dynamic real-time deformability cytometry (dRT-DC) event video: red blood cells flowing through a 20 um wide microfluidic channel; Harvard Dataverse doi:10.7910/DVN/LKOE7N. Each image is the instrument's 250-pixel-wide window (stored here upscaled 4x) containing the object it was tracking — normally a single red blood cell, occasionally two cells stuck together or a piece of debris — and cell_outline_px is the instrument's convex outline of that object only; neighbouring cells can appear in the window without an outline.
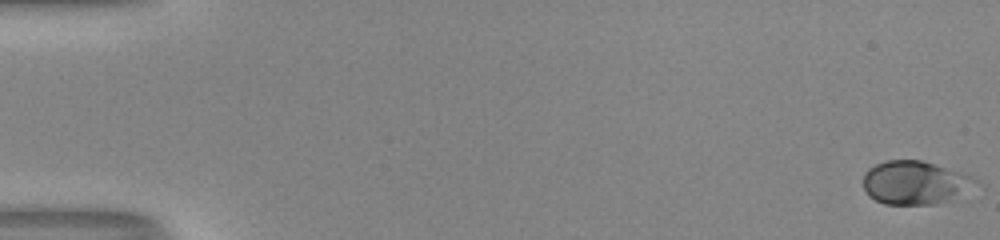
{"species": "human", "species_latin": "Homo sapiens", "temperature_condition": "room temperature", "stored_images_in_passage": 54, "camera_frame_rate_fps": 3000, "um_per_image_px": 0.085, "donor": {"sex": "male"}, "frame": {"image": 1, "passage_image": 1, "time_ms": 0.0, "image_size_px": [1000, 240], "cell_outline_px": [[976, 180], [944, 200], [936, 204], [884, 204], [868, 196], [864, 188], [864, 172], [868, 168], [884, 160], [920, 160], [960, 172], [972, 176]], "centroid_in_image_um": [77.58, 15.5], "position_along_channel_um": 7.4, "area_um2": 27.22}}
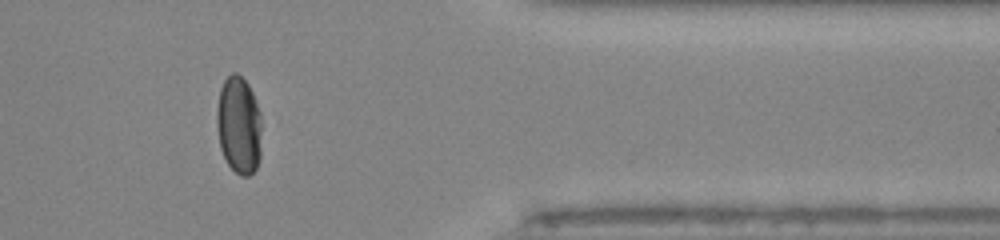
{"frame": {"image": 2, "passage_image": 45, "time_ms": 14.667, "image_size_px": [1000, 240], "cell_outline_px": [[260, 156], [256, 168], [248, 176], [240, 176], [228, 164], [220, 148], [216, 124], [216, 112], [220, 88], [224, 80], [232, 72], [236, 72], [248, 84], [252, 92], [260, 112]], "centroid_in_image_um": [20.28, 10.63], "position_along_channel_um": 391.1, "area_um2": 25.49}}
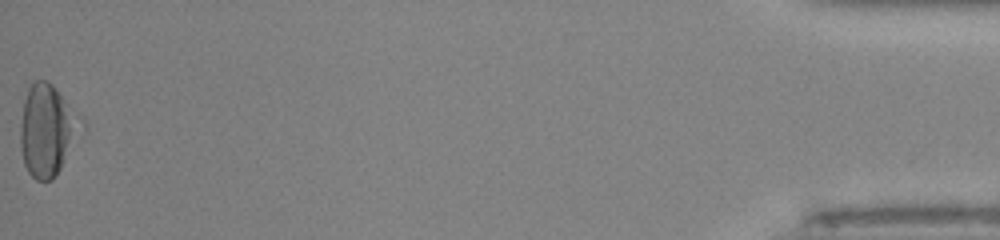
{"frame": {"image": 3, "passage_image": 54, "time_ms": 17.667, "image_size_px": [1000, 240], "cell_outline_px": [[84, 124], [56, 176], [52, 180], [36, 180], [28, 172], [24, 164], [20, 148], [20, 128], [24, 100], [28, 88], [32, 80], [44, 80], [52, 84], [84, 120]], "centroid_in_image_um": [4.0, 11.05], "position_along_channel_um": 431.2, "area_um2": 32.14}}